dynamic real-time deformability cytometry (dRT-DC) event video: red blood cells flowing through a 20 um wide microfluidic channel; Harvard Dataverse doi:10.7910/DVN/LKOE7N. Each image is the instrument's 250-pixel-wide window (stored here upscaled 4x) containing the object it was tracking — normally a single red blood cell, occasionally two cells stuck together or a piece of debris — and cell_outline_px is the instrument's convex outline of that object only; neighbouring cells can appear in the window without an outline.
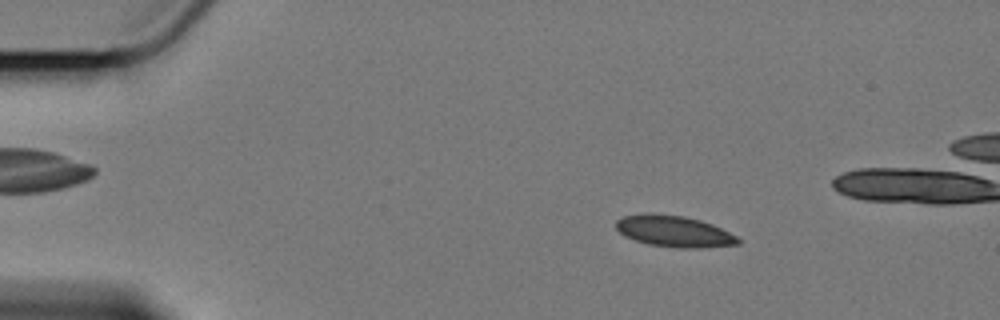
{"species": "Egyptian fruit bat (a non-hibernating species)", "species_latin": "Rousettus aegyptiacus", "temperature_condition": "cold", "stored_images_in_passage": 56, "camera_frame_rate_fps": 3000, "um_per_image_px": 0.085, "animal": {"sex": "female"}, "frame": {"image": 1, "passage_image": 9, "time_ms": 2.667, "image_size_px": [1000, 320], "cell_outline_px": [[740, 244], [704, 248], [680, 248], [648, 244], [624, 236], [616, 228], [616, 220], [624, 216], [644, 212], [656, 212], [684, 216], [700, 220], [712, 224], [736, 236], [740, 240]], "centroid_in_image_um": [57.27, 19.64], "position_along_channel_um": 27.7, "area_um2": 22.48}}
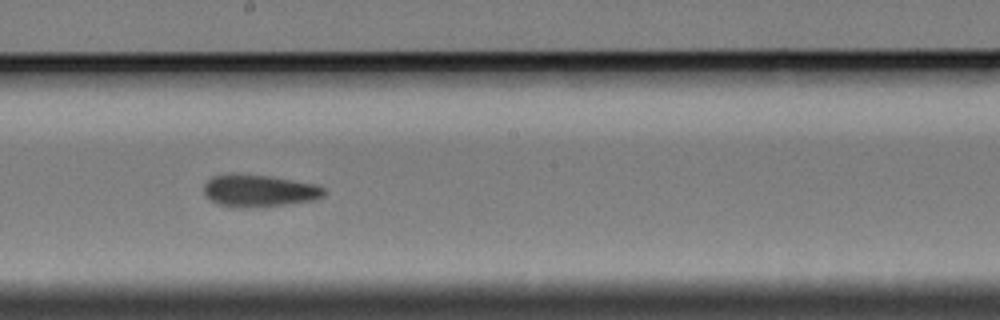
{"frame": {"image": 2, "passage_image": 32, "time_ms": 10.333, "image_size_px": [1000, 320], "cell_outline_px": [[328, 192], [324, 196], [316, 200], [288, 204], [248, 208], [232, 208], [216, 204], [208, 200], [204, 196], [204, 184], [212, 176], [232, 172], [236, 172], [272, 176], [316, 184], [324, 188]], "centroid_in_image_um": [21.99, 16.21], "position_along_channel_um": 226.2, "area_um2": 23.47}}
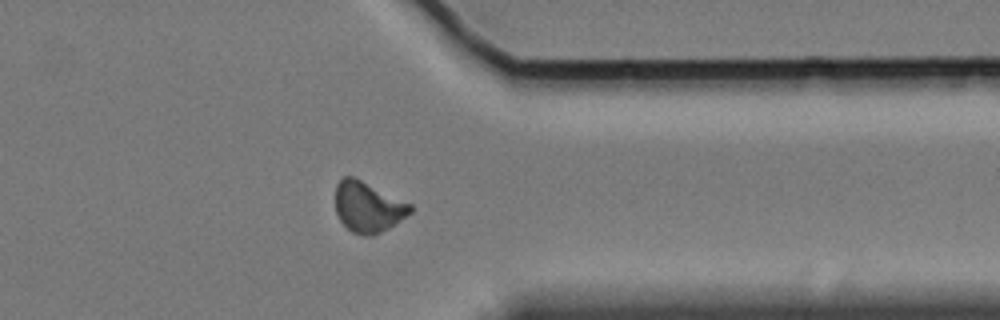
{"frame": {"image": 3, "passage_image": 46, "time_ms": 15.0, "image_size_px": [1000, 320], "cell_outline_px": [[412, 212], [388, 228], [372, 236], [364, 236], [352, 232], [340, 220], [336, 212], [336, 184], [344, 176], [352, 176], [412, 204]], "centroid_in_image_um": [31.27, 17.6], "position_along_channel_um": 380.1, "area_um2": 21.79}, "authors_computed_cell_mechanics": {"area_um2": 22.1374, "velocity_mm_per_s": 3.4037, "shape_relaxation_time_tau1_ms": 7.4123, "shape_relaxation_time_tau2_ms": 2.907, "deformation_change_tau1": 0.1022, "deformation_change_tau2": 0.0852}}